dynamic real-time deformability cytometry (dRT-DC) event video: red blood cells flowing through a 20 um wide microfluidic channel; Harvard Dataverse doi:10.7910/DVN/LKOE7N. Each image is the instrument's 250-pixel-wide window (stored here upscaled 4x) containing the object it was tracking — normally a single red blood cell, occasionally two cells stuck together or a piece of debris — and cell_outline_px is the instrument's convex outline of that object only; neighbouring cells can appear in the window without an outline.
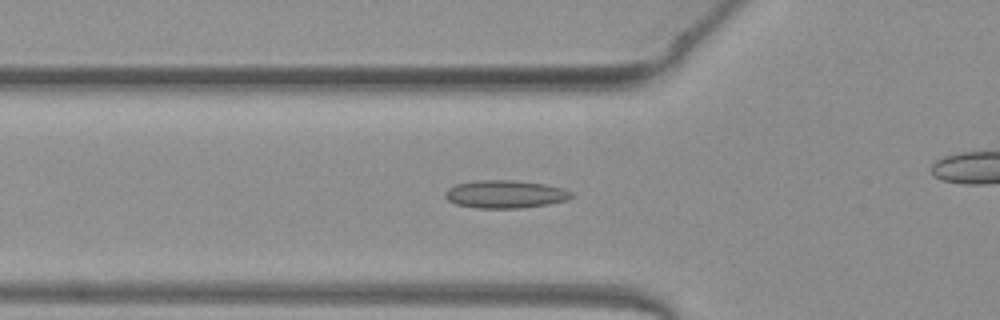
{"species": "common noctule bat (a hibernating species)", "species_latin": "Nyctalus noctula", "temperature_condition": "warm", "stored_images_in_passage": 48, "camera_frame_rate_fps": 3000, "um_per_image_px": 0.085, "animal": {"sex": "female", "body_mass_g": 19.3, "forearm_length_mm": 54.1}, "frame": {"image": 1, "passage_image": 14, "time_ms": 4.333, "image_size_px": [1000, 320], "cell_outline_px": [[576, 196], [568, 200], [548, 204], [520, 208], [476, 208], [456, 204], [448, 200], [444, 196], [444, 192], [448, 188], [456, 184], [476, 180], [512, 180], [548, 184], [572, 192]], "centroid_in_image_um": [42.95, 16.5], "position_along_channel_um": 82.8, "area_um2": 20.69}}
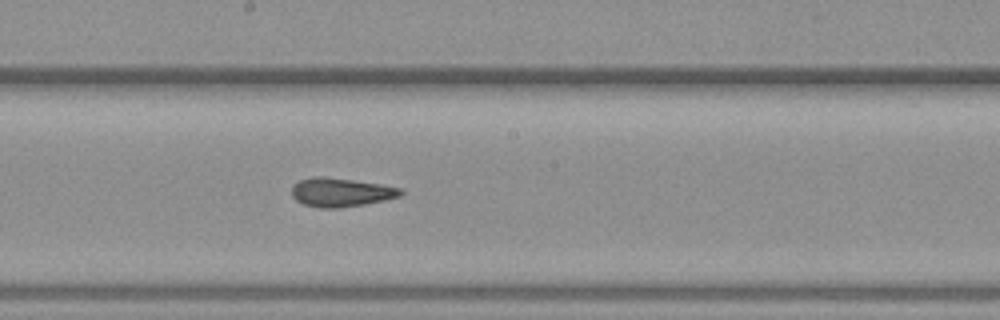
{"frame": {"image": 2, "passage_image": 24, "time_ms": 7.667, "image_size_px": [1000, 320], "cell_outline_px": [[404, 192], [400, 196], [384, 200], [364, 204], [340, 208], [320, 208], [304, 204], [296, 200], [292, 196], [292, 184], [300, 180], [312, 176], [320, 176], [352, 180], [380, 184], [400, 188]], "centroid_in_image_um": [28.94, 16.34], "position_along_channel_um": 219.3, "area_um2": 18.21}}
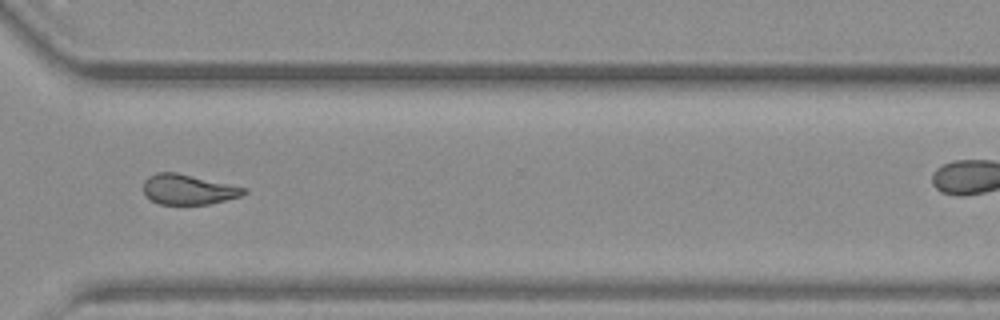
{"frame": {"image": 3, "passage_image": 34, "time_ms": 11.0, "image_size_px": [1000, 320], "cell_outline_px": [[248, 192], [240, 196], [208, 204], [160, 204], [152, 200], [144, 192], [144, 180], [148, 176], [156, 172], [176, 172], [248, 188]], "centroid_in_image_um": [16.01, 16.09], "position_along_channel_um": 354.6, "area_um2": 17.51}, "authors_computed_cell_mechanics": {"area_um2": 18.5249, "velocity_mm_per_s": 4.0698, "shape_relaxation_time_tau1_ms": null, "shape_relaxation_time_tau2_ms": 2.5142, "deformation_change_tau1": null, "deformation_change_tau2": 0.0921}}